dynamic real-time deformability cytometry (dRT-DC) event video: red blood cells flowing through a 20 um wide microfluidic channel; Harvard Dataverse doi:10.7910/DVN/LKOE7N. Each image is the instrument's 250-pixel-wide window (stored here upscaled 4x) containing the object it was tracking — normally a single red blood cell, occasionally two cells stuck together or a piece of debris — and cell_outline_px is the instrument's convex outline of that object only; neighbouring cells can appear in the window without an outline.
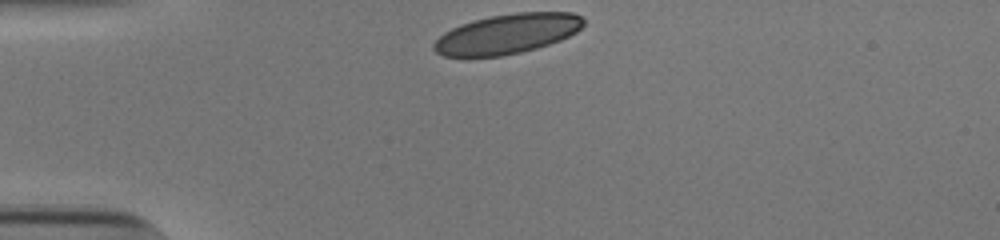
{"species": "human", "species_latin": "Homo sapiens", "temperature_condition": "cold", "stored_images_in_passage": 31, "camera_frame_rate_fps": 3000, "um_per_image_px": 0.085, "donor": {"sex": "male"}, "frame": {"image": 1, "passage_image": 1, "time_ms": 0.0, "image_size_px": [1000, 240], "cell_outline_px": [[584, 24], [576, 32], [560, 40], [536, 48], [520, 52], [500, 56], [444, 56], [436, 52], [432, 48], [432, 44], [444, 32], [460, 24], [472, 20], [492, 16], [516, 12], [572, 12], [580, 16], [584, 20]], "centroid_in_image_um": [43.1, 2.87], "position_along_channel_um": 41.9, "area_um2": 34.56}}
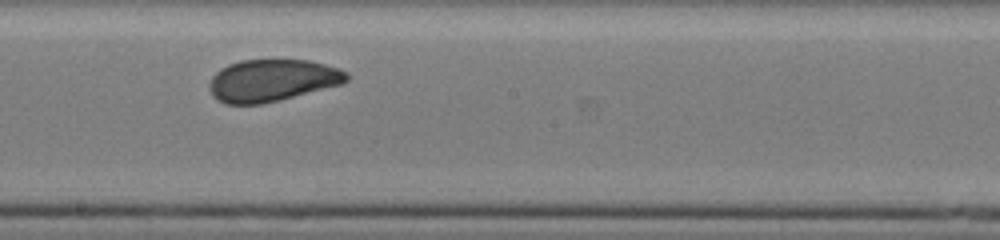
{"frame": {"image": 2, "passage_image": 18, "time_ms": 5.667, "image_size_px": [1000, 240], "cell_outline_px": [[348, 80], [344, 84], [280, 100], [260, 104], [224, 104], [216, 100], [212, 96], [208, 88], [208, 84], [212, 76], [220, 68], [228, 64], [240, 60], [308, 60], [340, 68], [348, 72]], "centroid_in_image_um": [23.12, 6.84], "position_along_channel_um": 225.1, "area_um2": 34.1}}
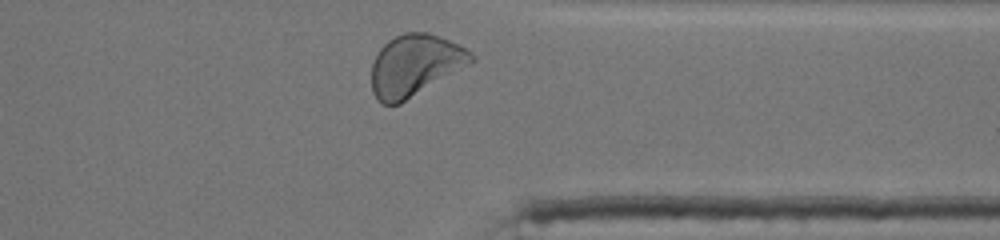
{"frame": {"image": 3, "passage_image": 30, "time_ms": 9.667, "image_size_px": [1000, 240], "cell_outline_px": [[476, 60], [472, 64], [400, 104], [384, 104], [376, 100], [372, 92], [372, 64], [380, 48], [388, 40], [404, 32], [424, 32], [448, 40], [472, 52], [476, 56]], "centroid_in_image_um": [35.28, 5.57], "position_along_channel_um": 376.1, "area_um2": 35.84}, "authors_computed_cell_mechanics": {"area_um2": 34.5644, "velocity_mm_per_s": 3.8237, "shape_relaxation_time_tau1_ms": 4.4354, "shape_relaxation_time_tau2_ms": 0.9735, "deformation_change_tau1": 0.1097, "deformation_change_tau2": 0.0531}}